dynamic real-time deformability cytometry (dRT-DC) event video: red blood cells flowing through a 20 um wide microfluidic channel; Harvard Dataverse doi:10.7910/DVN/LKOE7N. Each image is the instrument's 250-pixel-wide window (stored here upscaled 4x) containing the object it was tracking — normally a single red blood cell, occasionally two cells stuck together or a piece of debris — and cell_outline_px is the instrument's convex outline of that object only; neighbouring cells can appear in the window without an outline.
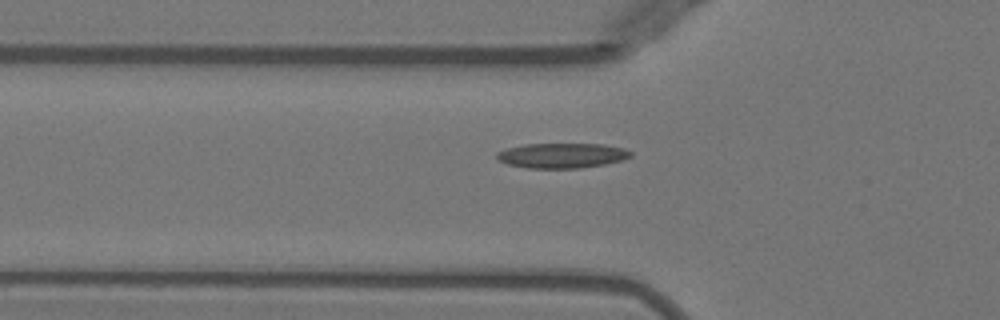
{"species": "Egyptian fruit bat (a non-hibernating species)", "species_latin": "Rousettus aegyptiacus", "temperature_condition": "warm", "stored_images_in_passage": 36, "camera_frame_rate_fps": 3000, "um_per_image_px": 0.085, "animal": {"sex": "female"}, "frame": {"image": 1, "passage_image": 7, "time_ms": 2.0, "image_size_px": [1000, 320], "cell_outline_px": [[632, 156], [620, 160], [604, 164], [580, 168], [528, 168], [508, 164], [500, 160], [496, 156], [496, 152], [508, 148], [524, 144], [604, 144], [624, 148], [632, 152]], "centroid_in_image_um": [47.77, 13.21], "position_along_channel_um": 78.0, "area_um2": 19.36}}
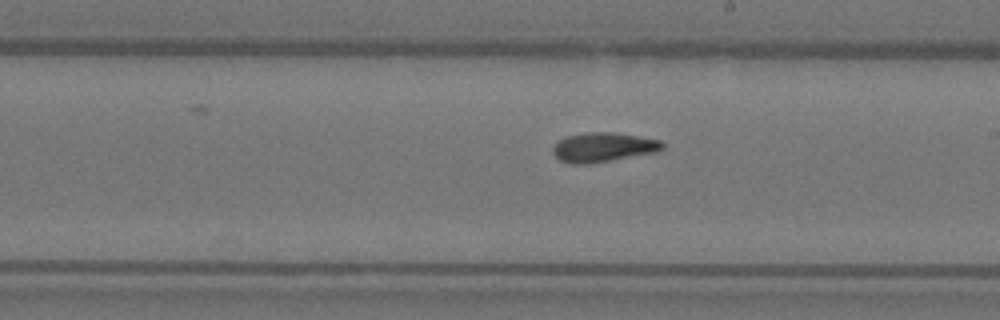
{"frame": {"image": 2, "passage_image": 19, "time_ms": 6.0, "image_size_px": [1000, 320], "cell_outline_px": [[664, 148], [656, 152], [588, 164], [568, 164], [560, 160], [552, 152], [552, 148], [560, 140], [568, 136], [588, 132], [612, 132], [660, 140], [664, 144]], "centroid_in_image_um": [51.26, 12.52], "position_along_channel_um": 237.7, "area_um2": 18.55}}
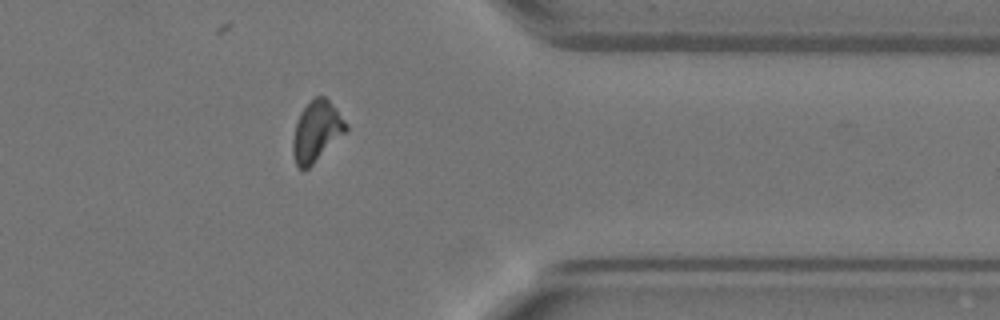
{"frame": {"image": 3, "passage_image": 31, "time_ms": 10.0, "image_size_px": [1000, 320], "cell_outline_px": [[348, 128], [308, 168], [300, 168], [296, 164], [292, 152], [292, 140], [296, 124], [300, 112], [316, 96], [324, 96], [336, 108], [348, 124]], "centroid_in_image_um": [26.89, 11.13], "position_along_channel_um": 384.5, "area_um2": 18.15}}